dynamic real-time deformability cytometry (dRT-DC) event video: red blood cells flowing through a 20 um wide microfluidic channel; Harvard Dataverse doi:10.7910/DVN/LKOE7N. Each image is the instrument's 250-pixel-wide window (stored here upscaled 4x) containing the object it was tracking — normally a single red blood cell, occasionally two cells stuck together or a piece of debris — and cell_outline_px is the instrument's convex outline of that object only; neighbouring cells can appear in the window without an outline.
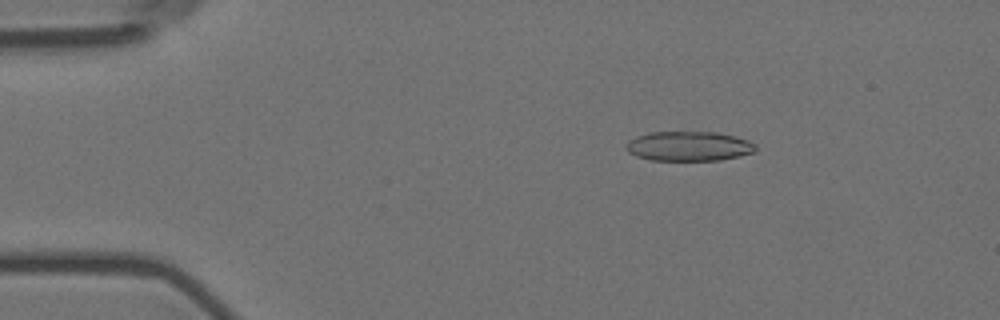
{"species": "Egyptian fruit bat (a non-hibernating species)", "species_latin": "Rousettus aegyptiacus", "temperature_condition": "room temperature", "stored_images_in_passage": 56, "camera_frame_rate_fps": 3000, "um_per_image_px": 0.085, "animal": {"sex": "female"}, "frame": {"image": 1, "passage_image": 9, "time_ms": 2.667, "image_size_px": [1000, 320], "cell_outline_px": [[756, 152], [740, 156], [720, 160], [652, 160], [636, 156], [628, 152], [628, 140], [636, 136], [648, 132], [716, 132], [748, 140], [756, 144]], "centroid_in_image_um": [58.57, 12.42], "position_along_channel_um": 26.4, "area_um2": 22.31}}
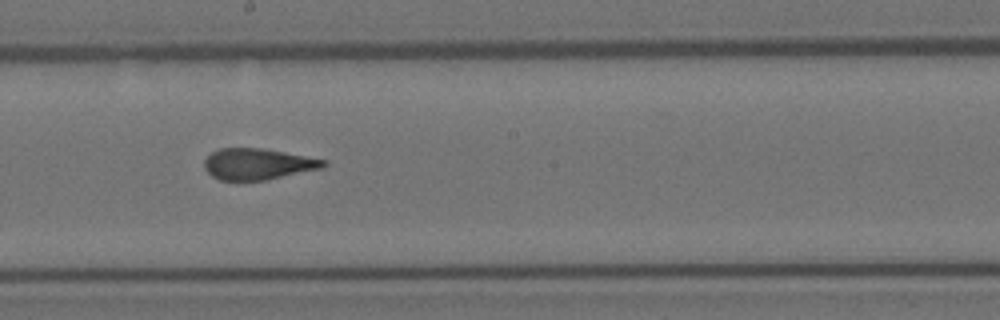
{"frame": {"image": 2, "passage_image": 31, "time_ms": 10.0, "image_size_px": [1000, 320], "cell_outline_px": [[328, 164], [324, 168], [264, 180], [220, 180], [212, 176], [204, 168], [204, 160], [212, 152], [220, 148], [264, 148], [328, 160]], "centroid_in_image_um": [21.95, 13.93], "position_along_channel_um": 226.3, "area_um2": 21.73}}
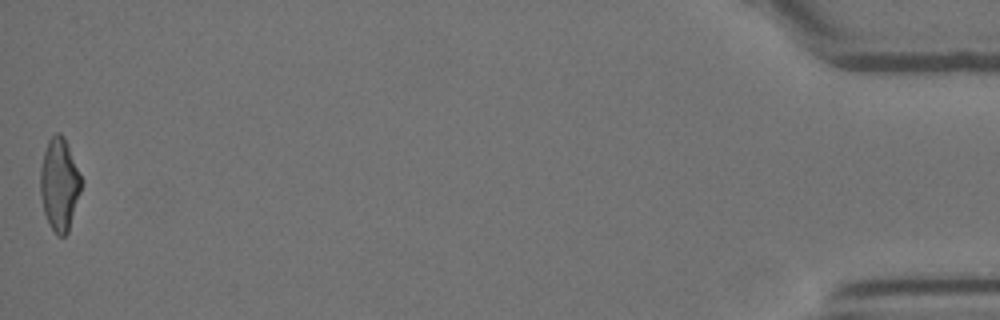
{"frame": {"image": 3, "passage_image": 56, "time_ms": 18.333, "image_size_px": [1000, 320], "cell_outline_px": [[84, 184], [68, 232], [64, 236], [56, 236], [44, 212], [40, 192], [40, 168], [44, 152], [48, 140], [56, 132], [60, 132], [64, 136], [84, 180]], "centroid_in_image_um": [5.09, 15.65], "position_along_channel_um": 430.1, "area_um2": 22.48}, "authors_computed_cell_mechanics": {"area_um2": 22.3975, "velocity_mm_per_s": 3.5986, "shape_relaxation_time_tau1_ms": 10.3724, "shape_relaxation_time_tau2_ms": 1.4575, "deformation_change_tau1": 0.2436, "deformation_change_tau2": 0.0971}}